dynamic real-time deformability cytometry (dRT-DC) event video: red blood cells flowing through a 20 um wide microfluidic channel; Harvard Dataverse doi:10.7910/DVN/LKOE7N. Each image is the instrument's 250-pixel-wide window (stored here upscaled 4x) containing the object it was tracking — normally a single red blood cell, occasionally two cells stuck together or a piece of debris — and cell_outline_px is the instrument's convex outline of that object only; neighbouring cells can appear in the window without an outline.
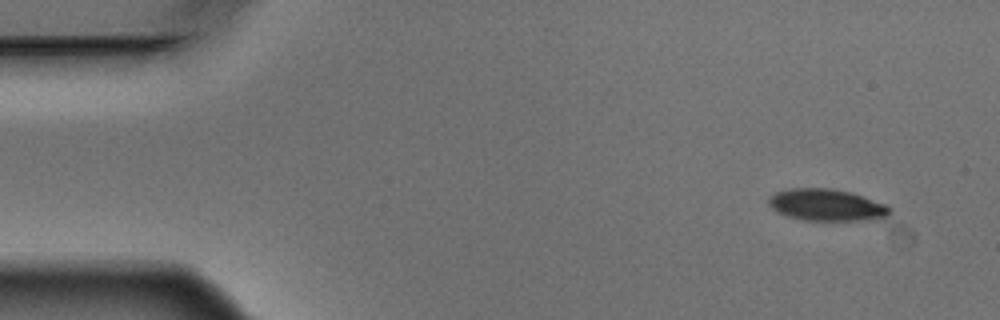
{"species": "Egyptian fruit bat (a non-hibernating species)", "species_latin": "Rousettus aegyptiacus", "temperature_condition": "warm", "stored_images_in_passage": 5, "camera_frame_rate_fps": 3000, "um_per_image_px": 0.085, "animal": {"sex": "male"}, "frame": {"image": 1, "passage_image": 1, "time_ms": 0.0, "image_size_px": [1000, 320], "cell_outline_px": [[892, 212], [888, 216], [880, 220], [804, 220], [788, 216], [776, 212], [768, 204], [768, 196], [776, 192], [788, 188], [832, 188], [852, 192], [884, 204], [892, 208]], "centroid_in_image_um": [70.27, 17.42], "position_along_channel_um": 14.7, "area_um2": 22.77}}
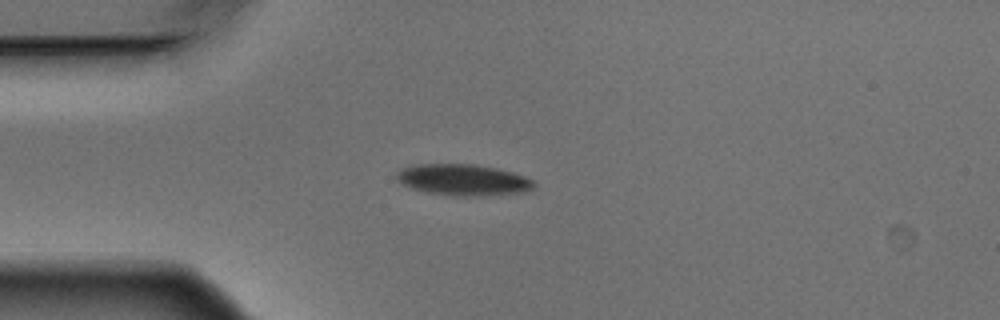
{"frame": {"image": 2, "passage_image": 4, "time_ms": 1.0, "image_size_px": [1000, 320], "cell_outline_px": [[536, 184], [532, 188], [524, 192], [480, 196], [452, 196], [428, 192], [412, 188], [400, 184], [396, 180], [396, 172], [400, 168], [412, 164], [476, 164], [496, 168], [512, 172], [524, 176], [532, 180]], "centroid_in_image_um": [39.31, 15.28], "position_along_channel_um": 45.7, "area_um2": 25.26}}
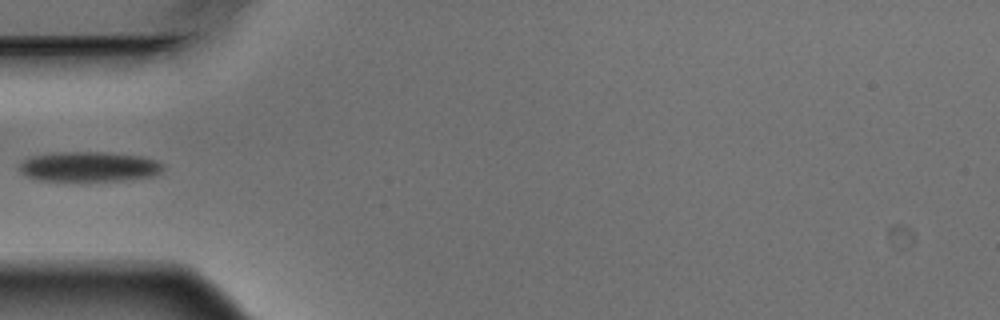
{"frame": {"image": 3, "passage_image": 5, "time_ms": 1.333, "image_size_px": [1000, 320], "cell_outline_px": [[164, 168], [156, 176], [124, 180], [80, 184], [40, 180], [24, 176], [16, 168], [24, 160], [32, 156], [60, 152], [108, 152], [140, 156], [156, 160], [164, 164]], "centroid_in_image_um": [7.55, 14.22], "position_along_channel_um": 77.5, "area_um2": 26.36}}